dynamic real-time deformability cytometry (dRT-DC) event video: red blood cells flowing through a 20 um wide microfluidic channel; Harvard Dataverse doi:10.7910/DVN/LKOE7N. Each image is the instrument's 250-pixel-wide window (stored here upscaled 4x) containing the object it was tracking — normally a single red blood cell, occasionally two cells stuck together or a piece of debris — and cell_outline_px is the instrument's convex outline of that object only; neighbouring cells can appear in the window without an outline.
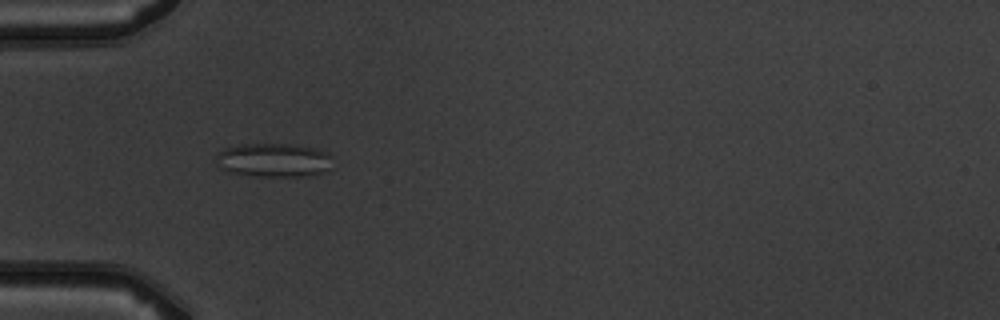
{"species": "common noctule bat (a hibernating species)", "species_latin": "Nyctalus noctula", "temperature_condition": "warm", "stored_images_in_passage": 5, "camera_frame_rate_fps": 3000, "um_per_image_px": 0.085, "animal": {"sex": "male", "body_mass_g": 19.5, "forearm_length_mm": 54.6}, "frame": {"image": 1, "passage_image": 4, "time_ms": 4.333, "image_size_px": [1000, 320], "cell_outline_px": [[332, 156], [324, 168], [320, 172], [304, 176], [252, 176], [228, 172], [220, 168], [216, 156], [224, 148], [240, 144], [296, 144], [316, 148]], "centroid_in_image_um": [23.18, 13.59], "position_along_channel_um": 61.8, "area_um2": 22.6}}
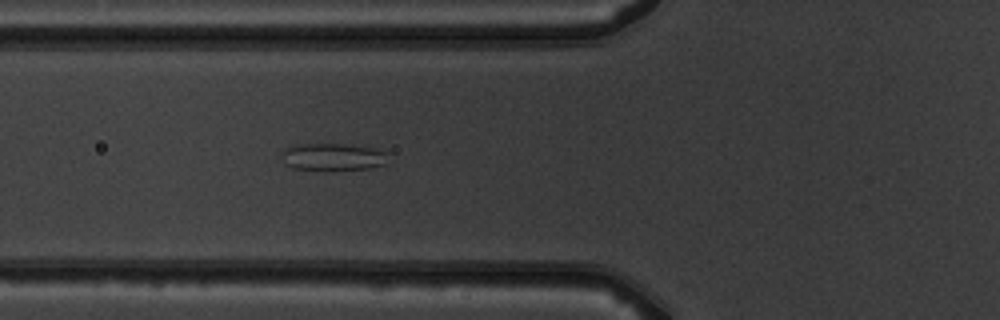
{"frame": {"image": 2, "passage_image": 5, "time_ms": 5.333, "image_size_px": [1000, 320], "cell_outline_px": [[388, 164], [368, 168], [324, 172], [292, 168], [284, 164], [280, 152], [284, 148], [296, 144], [344, 144], [372, 148], [388, 152]], "centroid_in_image_um": [28.26, 13.37], "position_along_channel_um": 97.5, "area_um2": 17.69}}